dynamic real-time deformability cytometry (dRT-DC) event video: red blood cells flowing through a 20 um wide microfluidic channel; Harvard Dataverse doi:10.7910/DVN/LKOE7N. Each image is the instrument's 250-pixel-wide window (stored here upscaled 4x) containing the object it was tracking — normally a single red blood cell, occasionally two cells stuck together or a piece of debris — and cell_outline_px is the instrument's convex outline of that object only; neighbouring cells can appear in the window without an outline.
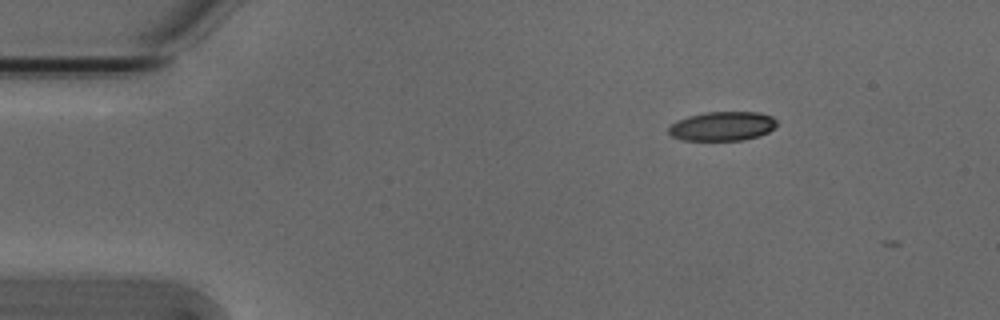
{"species": "Egyptian fruit bat (a non-hibernating species)", "species_latin": "Rousettus aegyptiacus", "temperature_condition": "cold", "stored_images_in_passage": 2, "camera_frame_rate_fps": 3000, "um_per_image_px": 0.085, "animal": {"sex": "male"}, "frame": {"image": 1, "passage_image": 1, "time_ms": 0.0, "image_size_px": [1000, 320], "cell_outline_px": [[776, 124], [768, 132], [760, 136], [744, 140], [680, 140], [672, 136], [668, 132], [668, 128], [676, 120], [688, 116], [704, 112], [760, 112], [772, 116], [776, 120]], "centroid_in_image_um": [61.38, 10.72], "position_along_channel_um": 23.6, "area_um2": 18.5}}